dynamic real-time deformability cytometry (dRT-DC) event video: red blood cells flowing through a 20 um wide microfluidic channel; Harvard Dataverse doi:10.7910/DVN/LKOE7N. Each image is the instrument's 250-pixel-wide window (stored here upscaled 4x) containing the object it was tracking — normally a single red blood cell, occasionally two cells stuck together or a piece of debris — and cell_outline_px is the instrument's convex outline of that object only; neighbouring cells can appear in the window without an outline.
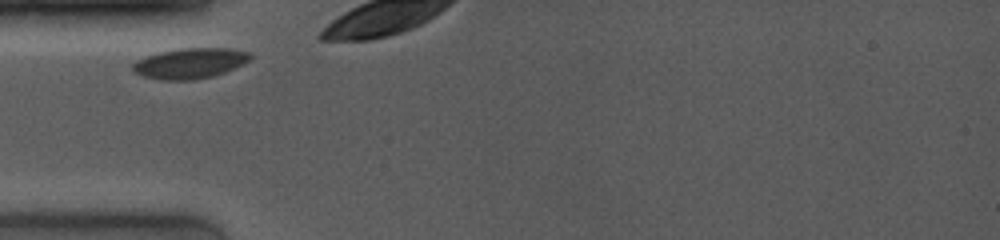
{"species": "common noctule bat (a hibernating species)", "species_latin": "Nyctalus noctula", "temperature_condition": "room temperature", "stored_images_in_passage": 7, "camera_frame_rate_fps": 4000, "um_per_image_px": 0.085, "animal": {"sex": "female", "body_mass_g": 19.0, "forearm_length_mm": 53.3}, "frame": {"image": 1, "passage_image": 1, "time_ms": 0.0, "image_size_px": [1000, 240], "cell_outline_px": [[252, 56], [248, 60], [224, 72], [212, 76], [192, 80], [160, 80], [144, 76], [136, 72], [132, 68], [132, 64], [136, 60], [144, 56], [160, 52], [184, 48], [228, 48], [252, 52]], "centroid_in_image_um": [16.12, 5.37], "position_along_channel_um": 68.9, "area_um2": 20.63}}